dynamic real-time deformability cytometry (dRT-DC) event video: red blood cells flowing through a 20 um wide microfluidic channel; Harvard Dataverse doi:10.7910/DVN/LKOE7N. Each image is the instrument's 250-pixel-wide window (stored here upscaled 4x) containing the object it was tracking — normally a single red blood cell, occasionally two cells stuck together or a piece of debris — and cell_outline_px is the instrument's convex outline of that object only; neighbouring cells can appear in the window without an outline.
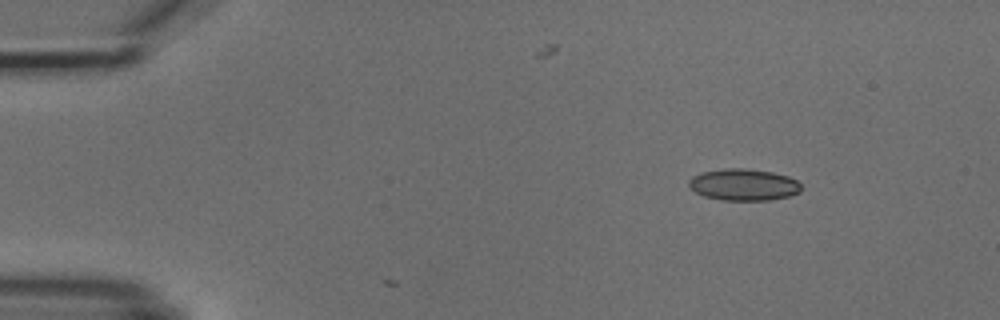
{"species": "common noctule bat (a hibernating species)", "species_latin": "Nyctalus noctula", "temperature_condition": "cold", "stored_images_in_passage": 4, "camera_frame_rate_fps": 3000, "um_per_image_px": 0.085, "animal": {"sex": "male", "body_mass_g": 18.8}, "frame": {"image": 1, "passage_image": 1, "time_ms": 0.0, "image_size_px": [1000, 320], "cell_outline_px": [[800, 192], [788, 196], [768, 200], [724, 200], [704, 196], [696, 192], [688, 184], [688, 180], [692, 176], [700, 172], [724, 168], [744, 168], [772, 172], [788, 176], [796, 180], [800, 184]], "centroid_in_image_um": [63.18, 15.69], "position_along_channel_um": 21.8, "area_um2": 20.69}}
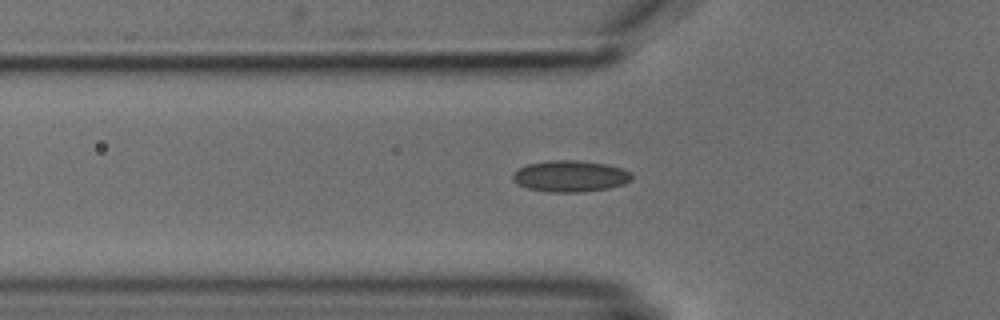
{"frame": {"image": 2, "passage_image": 4, "time_ms": 3.667, "image_size_px": [1000, 320], "cell_outline_px": [[632, 180], [624, 184], [608, 188], [576, 192], [548, 192], [528, 188], [516, 184], [512, 180], [512, 172], [528, 164], [548, 160], [580, 160], [608, 164], [624, 168], [632, 172]], "centroid_in_image_um": [48.48, 14.96], "position_along_channel_um": 77.3, "area_um2": 22.02}}